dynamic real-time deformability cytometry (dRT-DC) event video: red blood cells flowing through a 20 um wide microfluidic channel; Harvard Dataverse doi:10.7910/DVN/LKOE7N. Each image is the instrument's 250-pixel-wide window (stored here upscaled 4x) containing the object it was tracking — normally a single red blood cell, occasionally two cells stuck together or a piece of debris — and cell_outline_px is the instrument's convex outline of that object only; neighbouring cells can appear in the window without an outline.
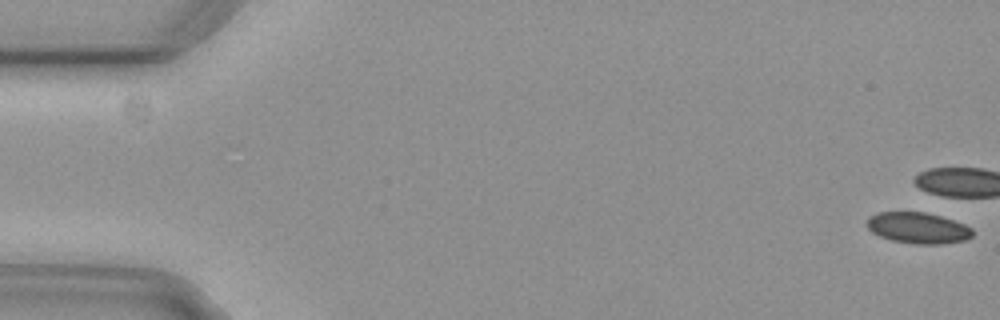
{"species": "common noctule bat (a hibernating species)", "species_latin": "Nyctalus noctula", "temperature_condition": "cold", "stored_images_in_passage": 10, "camera_frame_rate_fps": 3000, "um_per_image_px": 0.085, "animal": {"sex": "female", "body_mass_g": 29.2, "forearm_length_mm": 56.3}, "frame": {"image": 1, "passage_image": 1, "time_ms": 0.0, "image_size_px": [1000, 320], "cell_outline_px": [[972, 236], [964, 240], [940, 244], [916, 244], [892, 240], [880, 236], [872, 232], [868, 228], [868, 216], [876, 212], [924, 212], [940, 216], [964, 224], [972, 228]], "centroid_in_image_um": [78.01, 19.37], "position_along_channel_um": 7.0, "area_um2": 18.96}}
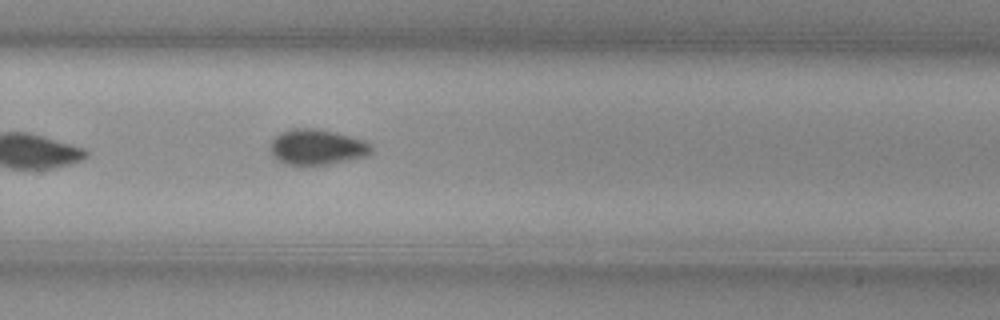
{"frame": {"image": 2, "passage_image": 10, "time_ms": 3.0, "image_size_px": [1000, 320], "cell_outline_px": [[372, 152], [368, 156], [308, 168], [296, 168], [284, 164], [276, 160], [272, 156], [268, 148], [268, 144], [280, 132], [292, 128], [316, 128], [336, 132], [364, 140], [372, 148]], "centroid_in_image_um": [26.85, 12.55], "position_along_channel_um": 302.9, "area_um2": 21.91}}